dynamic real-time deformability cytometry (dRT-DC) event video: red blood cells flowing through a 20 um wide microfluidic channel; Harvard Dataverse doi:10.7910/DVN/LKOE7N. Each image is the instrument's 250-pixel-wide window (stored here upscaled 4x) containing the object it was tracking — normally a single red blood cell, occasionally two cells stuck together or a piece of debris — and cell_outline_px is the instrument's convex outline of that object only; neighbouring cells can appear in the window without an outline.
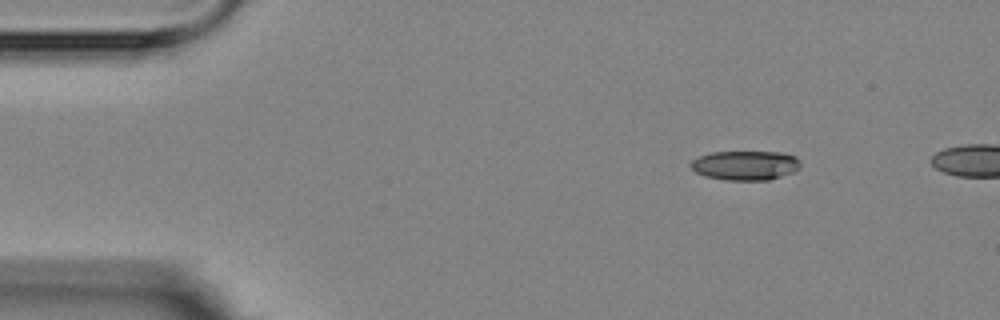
{"species": "Egyptian fruit bat (a non-hibernating species)", "species_latin": "Rousettus aegyptiacus", "temperature_condition": "room temperature", "stored_images_in_passage": 3, "camera_frame_rate_fps": 3000, "um_per_image_px": 0.085, "animal": {"sex": "female"}, "frame": {"image": 1, "passage_image": 1, "time_ms": 0.0, "image_size_px": [1000, 320], "cell_outline_px": [[800, 168], [792, 172], [768, 180], [728, 180], [704, 176], [696, 172], [688, 164], [692, 160], [700, 156], [712, 152], [780, 152], [796, 156], [800, 160]], "centroid_in_image_um": [63.35, 14.05], "position_along_channel_um": 21.7, "area_um2": 18.79}}